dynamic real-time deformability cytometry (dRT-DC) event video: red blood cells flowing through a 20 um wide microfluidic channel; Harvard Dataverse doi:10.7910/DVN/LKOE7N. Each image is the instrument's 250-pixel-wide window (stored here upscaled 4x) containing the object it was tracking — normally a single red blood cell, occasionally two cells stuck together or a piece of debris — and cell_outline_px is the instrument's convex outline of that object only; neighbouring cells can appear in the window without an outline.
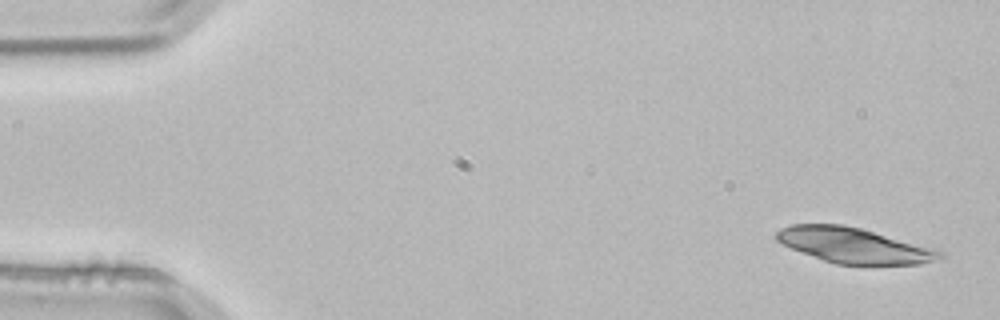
{"species": "common noctule bat (a hibernating species)", "species_latin": "Nyctalus noctula", "temperature_condition": "room temperature", "stored_images_in_passage": 3, "camera_frame_rate_fps": 3000, "um_per_image_px": 0.085, "animal": {"sex": "male", "body_mass_g": 21.5, "forearm_length_mm": 52.0}, "frame": {"image": 1, "passage_image": 1, "time_ms": 0.0, "image_size_px": [1000, 320], "cell_outline_px": [[944, 256], [920, 264], [836, 264], [824, 260], [792, 248], [776, 240], [776, 232], [780, 228], [792, 224], [844, 224], [860, 228], [932, 248], [944, 252]], "centroid_in_image_um": [72.55, 20.85], "position_along_channel_um": 12.5, "area_um2": 32.95}}